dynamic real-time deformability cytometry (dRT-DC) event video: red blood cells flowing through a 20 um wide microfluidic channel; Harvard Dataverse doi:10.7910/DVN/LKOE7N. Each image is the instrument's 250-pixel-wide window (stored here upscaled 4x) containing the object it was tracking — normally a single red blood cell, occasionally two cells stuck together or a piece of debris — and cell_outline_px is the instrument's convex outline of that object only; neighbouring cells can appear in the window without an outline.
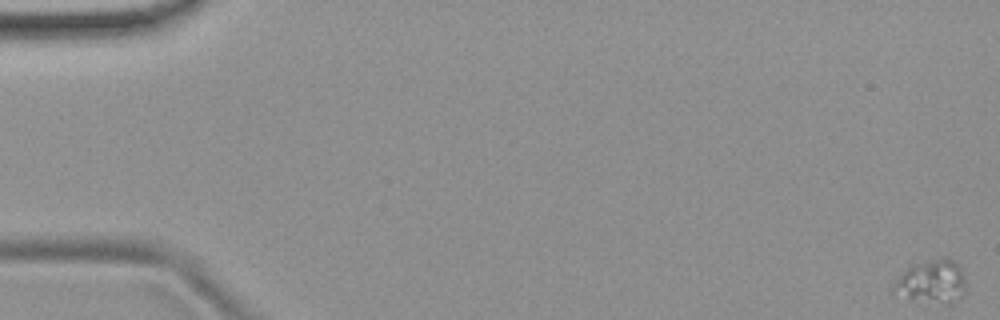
{"species": "common noctule bat (a hibernating species)", "species_latin": "Nyctalus noctula", "temperature_condition": "room temperature", "stored_images_in_passage": 6, "camera_frame_rate_fps": 3000, "um_per_image_px": 0.085, "animal": {"sex": "female", "body_mass_g": 19.9}, "frame": {"image": 1, "passage_image": 1, "time_ms": 0.0, "image_size_px": [1000, 320], "cell_outline_px": [[964, 292], [960, 296], [948, 304], [912, 300], [892, 292], [892, 288], [896, 280], [912, 264], [944, 256], [960, 264], [964, 276]], "centroid_in_image_um": [79.2, 23.92], "position_along_channel_um": 5.8, "area_um2": 18.21}}
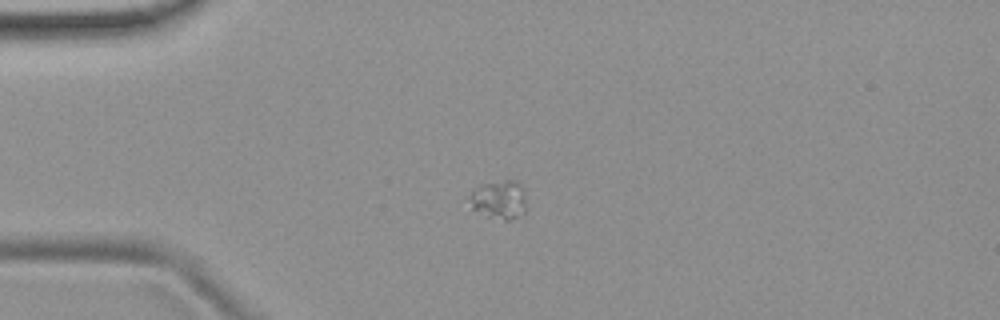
{"frame": {"image": 2, "passage_image": 5, "time_ms": 1.333, "image_size_px": [1000, 320], "cell_outline_px": [[524, 212], [512, 220], [504, 220], [488, 216], [472, 208], [468, 196], [480, 184], [504, 180], [516, 180], [524, 188]], "centroid_in_image_um": [42.42, 16.95], "position_along_channel_um": 42.6, "area_um2": 12.72}}